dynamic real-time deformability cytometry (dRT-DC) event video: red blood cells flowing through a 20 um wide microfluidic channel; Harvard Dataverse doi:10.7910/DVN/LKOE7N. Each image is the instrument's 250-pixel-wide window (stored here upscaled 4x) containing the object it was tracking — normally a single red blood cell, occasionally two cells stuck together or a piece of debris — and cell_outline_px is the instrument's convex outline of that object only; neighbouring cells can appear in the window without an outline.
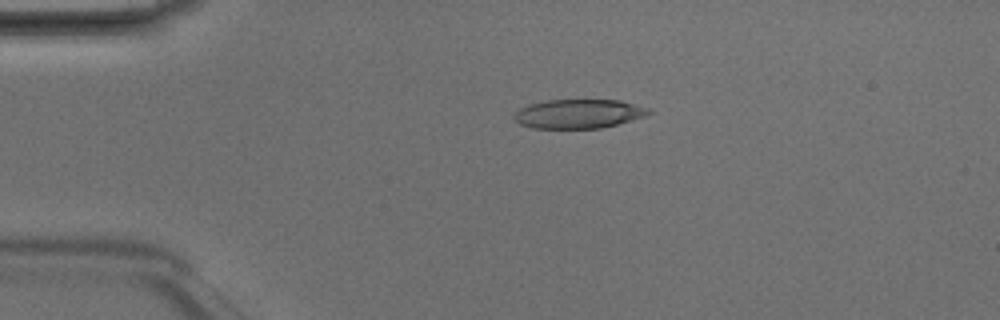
{"species": "Egyptian fruit bat (a non-hibernating species)", "species_latin": "Rousettus aegyptiacus", "temperature_condition": "room temperature", "stored_images_in_passage": 2, "camera_frame_rate_fps": 3000, "um_per_image_px": 0.085, "animal": {"sex": "male"}, "frame": {"image": 1, "passage_image": 1, "time_ms": 0.0, "image_size_px": [1000, 320], "cell_outline_px": [[652, 112], [648, 116], [600, 128], [532, 128], [520, 124], [512, 116], [520, 108], [528, 104], [548, 100], [620, 100], [648, 108]], "centroid_in_image_um": [49.19, 9.67], "position_along_channel_um": 35.8, "area_um2": 22.77}}